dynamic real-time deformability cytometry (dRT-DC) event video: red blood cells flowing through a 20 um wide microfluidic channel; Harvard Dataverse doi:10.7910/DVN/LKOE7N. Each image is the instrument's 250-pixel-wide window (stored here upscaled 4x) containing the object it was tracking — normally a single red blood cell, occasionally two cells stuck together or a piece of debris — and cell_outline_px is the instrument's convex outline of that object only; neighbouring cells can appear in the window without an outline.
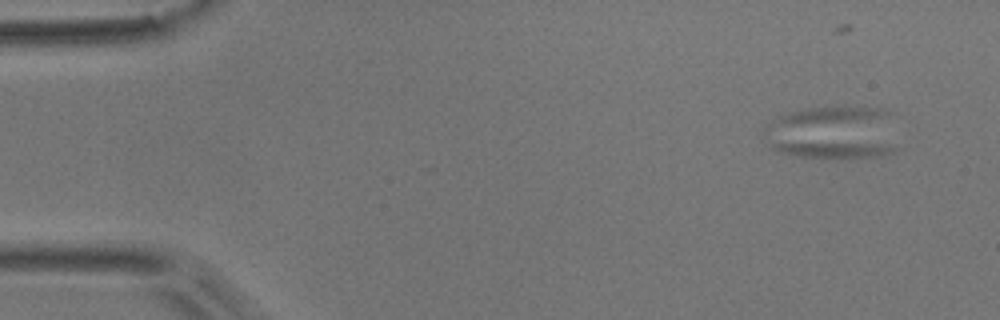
{"species": "common noctule bat (a hibernating species)", "species_latin": "Nyctalus noctula", "temperature_condition": "room temperature", "stored_images_in_passage": 5, "camera_frame_rate_fps": 3000, "um_per_image_px": 0.085, "animal": {"sex": "male", "body_mass_g": 17.9}, "frame": {"image": 1, "passage_image": 1, "time_ms": 0.0, "image_size_px": [1000, 320], "cell_outline_px": [[896, 152], [880, 156], [796, 156], [780, 152], [772, 148], [772, 140], [780, 140], [880, 144], [896, 148]], "centroid_in_image_um": [70.61, 12.64], "position_along_channel_um": 14.4, "area_um2": 11.39}}